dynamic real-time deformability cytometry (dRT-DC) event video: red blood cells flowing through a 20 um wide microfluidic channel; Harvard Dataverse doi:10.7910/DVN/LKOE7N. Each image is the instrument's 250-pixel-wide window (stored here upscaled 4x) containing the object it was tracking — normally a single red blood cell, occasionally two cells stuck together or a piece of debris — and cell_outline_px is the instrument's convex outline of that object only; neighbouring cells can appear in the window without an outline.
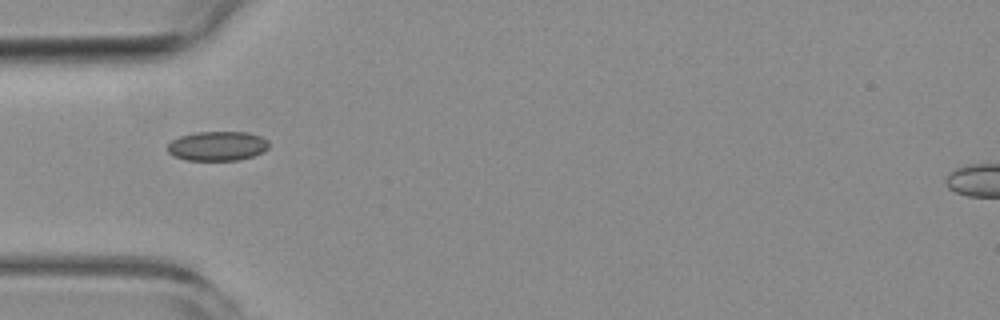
{"species": "common noctule bat (a hibernating species)", "species_latin": "Nyctalus noctula", "temperature_condition": "room temperature", "stored_images_in_passage": 3, "camera_frame_rate_fps": 3000, "um_per_image_px": 0.085, "animal": {"sex": "female", "body_mass_g": 19.3, "forearm_length_mm": 54.1}, "frame": {"image": 1, "passage_image": 1, "time_ms": 0.0, "image_size_px": [1000, 320], "cell_outline_px": [[268, 148], [264, 152], [240, 160], [184, 160], [172, 156], [168, 152], [168, 144], [172, 140], [180, 136], [196, 132], [248, 132], [260, 136], [268, 140]], "centroid_in_image_um": [18.48, 12.41], "position_along_channel_um": 66.5, "area_um2": 17.51}}
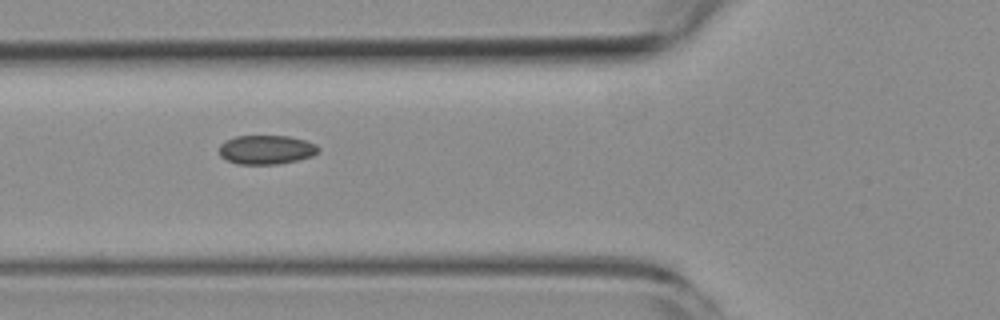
{"frame": {"image": 2, "passage_image": 2, "time_ms": 1.0, "image_size_px": [1000, 320], "cell_outline_px": [[320, 152], [312, 156], [280, 164], [236, 164], [220, 156], [220, 144], [224, 140], [236, 136], [288, 136], [304, 140], [316, 144], [320, 148]], "centroid_in_image_um": [22.64, 12.72], "position_along_channel_um": 103.2, "area_um2": 16.88}}
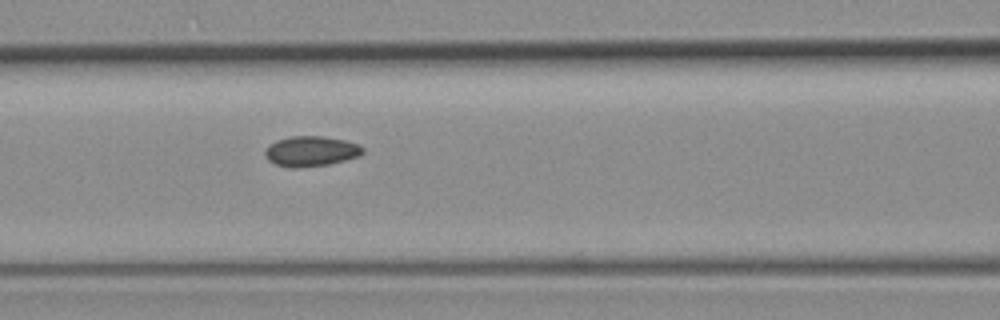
{"frame": {"image": 3, "passage_image": 3, "time_ms": 2.0, "image_size_px": [1000, 320], "cell_outline_px": [[364, 152], [360, 156], [328, 164], [296, 168], [292, 168], [276, 164], [268, 160], [264, 156], [264, 152], [268, 144], [276, 140], [288, 136], [324, 136], [344, 140], [360, 144], [364, 148]], "centroid_in_image_um": [26.42, 12.84], "position_along_channel_um": 140.2, "area_um2": 17.4}}